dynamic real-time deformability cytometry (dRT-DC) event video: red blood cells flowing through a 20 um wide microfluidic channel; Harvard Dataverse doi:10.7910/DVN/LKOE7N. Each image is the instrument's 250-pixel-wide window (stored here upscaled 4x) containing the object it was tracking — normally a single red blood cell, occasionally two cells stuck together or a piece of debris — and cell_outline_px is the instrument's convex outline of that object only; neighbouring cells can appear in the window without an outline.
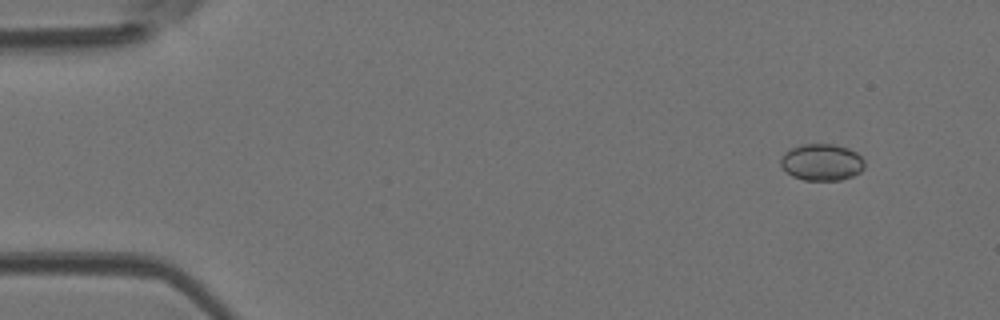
{"species": "Egyptian fruit bat (a non-hibernating species)", "species_latin": "Rousettus aegyptiacus", "temperature_condition": "room temperature", "stored_images_in_passage": 5, "camera_frame_rate_fps": 3000, "um_per_image_px": 0.085, "animal": {"sex": "female"}, "frame": {"image": 1, "passage_image": 2, "time_ms": 0.333, "image_size_px": [1000, 320], "cell_outline_px": [[864, 168], [860, 172], [852, 176], [840, 180], [804, 180], [792, 176], [780, 164], [780, 160], [784, 152], [800, 144], [832, 144], [848, 148], [856, 152], [864, 160]], "centroid_in_image_um": [69.85, 13.78], "position_along_channel_um": 15.2, "area_um2": 17.92}}
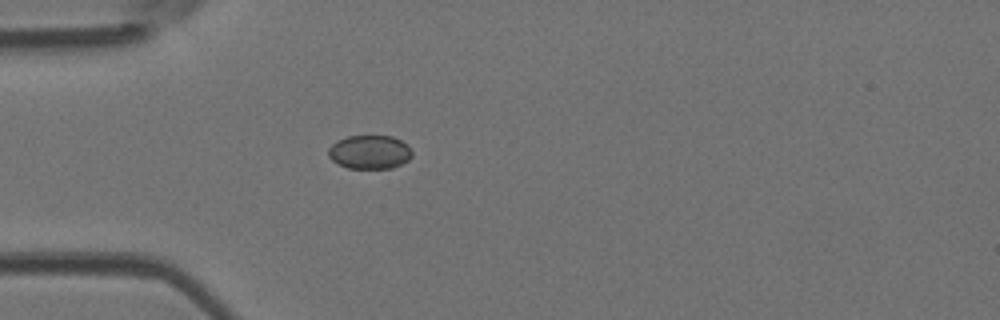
{"frame": {"image": 2, "passage_image": 5, "time_ms": 1.333, "image_size_px": [1000, 320], "cell_outline_px": [[412, 156], [408, 160], [392, 168], [348, 168], [332, 160], [328, 156], [328, 148], [336, 140], [348, 136], [392, 136], [400, 140], [412, 152]], "centroid_in_image_um": [31.39, 12.92], "position_along_channel_um": 53.6, "area_um2": 16.3}}